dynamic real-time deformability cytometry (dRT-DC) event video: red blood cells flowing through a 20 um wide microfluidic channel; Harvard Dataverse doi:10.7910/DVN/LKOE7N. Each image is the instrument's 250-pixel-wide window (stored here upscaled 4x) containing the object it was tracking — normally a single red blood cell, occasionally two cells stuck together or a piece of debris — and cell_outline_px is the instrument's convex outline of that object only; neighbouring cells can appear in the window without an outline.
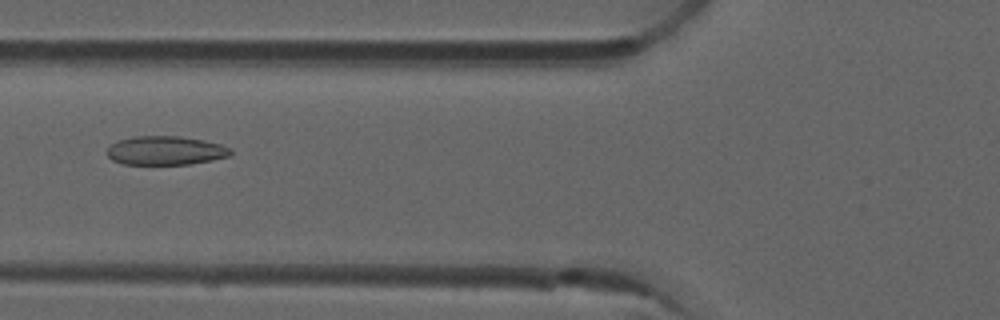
{"species": "common noctule bat (a hibernating species)", "species_latin": "Nyctalus noctula", "temperature_condition": "room temperature", "stored_images_in_passage": 12, "camera_frame_rate_fps": 3000, "um_per_image_px": 0.085, "animal": {"sex": "male", "forearm_length_mm": 52.5}, "frame": {"image": 1, "passage_image": 4, "time_ms": 1.0, "image_size_px": [1000, 320], "cell_outline_px": [[232, 156], [212, 160], [188, 164], [124, 164], [112, 160], [108, 156], [108, 148], [112, 144], [120, 140], [132, 136], [180, 136], [204, 140], [220, 144], [232, 148]], "centroid_in_image_um": [14.12, 12.79], "position_along_channel_um": 111.7, "area_um2": 20.81}}
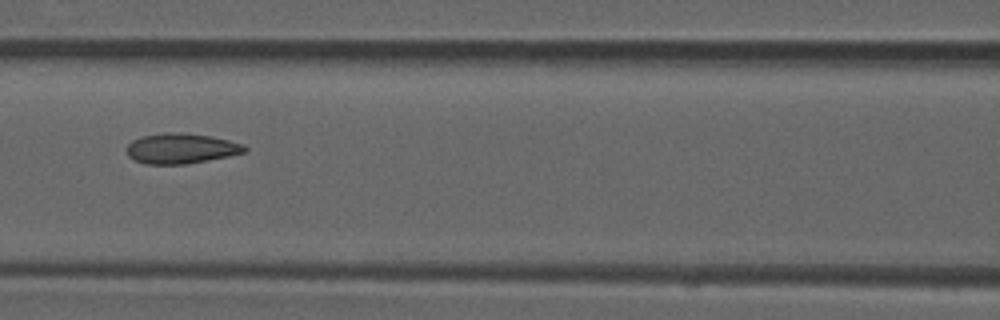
{"frame": {"image": 2, "passage_image": 7, "time_ms": 2.0, "image_size_px": [1000, 320], "cell_outline_px": [[248, 148], [244, 152], [228, 156], [208, 160], [184, 164], [144, 164], [128, 156], [128, 144], [132, 140], [140, 136], [164, 132], [176, 132], [212, 136], [244, 144]], "centroid_in_image_um": [15.38, 12.61], "position_along_channel_um": 151.2, "area_um2": 20.75}}
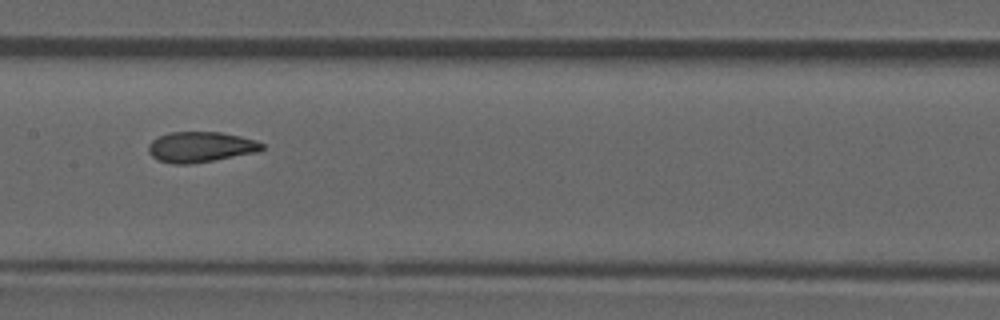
{"frame": {"image": 3, "passage_image": 10, "time_ms": 3.0, "image_size_px": [1000, 320], "cell_outline_px": [[264, 148], [256, 152], [212, 160], [188, 164], [172, 164], [160, 160], [152, 156], [148, 152], [148, 144], [152, 140], [168, 132], [220, 132], [240, 136], [256, 140], [264, 144]], "centroid_in_image_um": [17.03, 12.48], "position_along_channel_um": 190.4, "area_um2": 20.0}}